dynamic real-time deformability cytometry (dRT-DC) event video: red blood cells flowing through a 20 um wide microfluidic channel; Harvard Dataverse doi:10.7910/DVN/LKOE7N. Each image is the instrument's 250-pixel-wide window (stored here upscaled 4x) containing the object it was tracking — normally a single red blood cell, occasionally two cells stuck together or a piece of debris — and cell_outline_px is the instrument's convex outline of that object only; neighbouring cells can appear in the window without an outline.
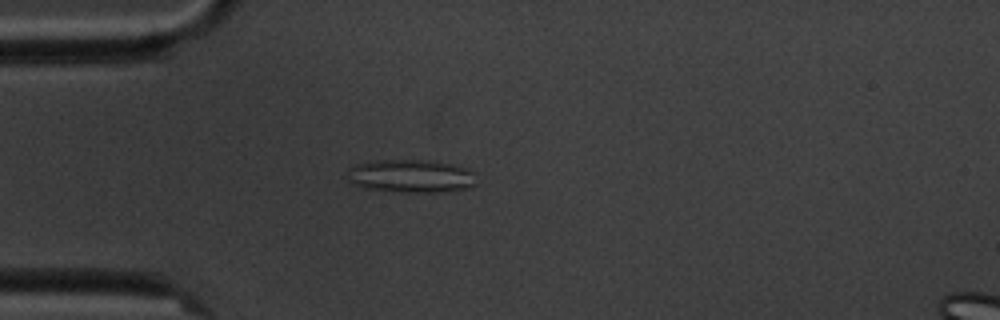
{"species": "common noctule bat (a hibernating species)", "species_latin": "Nyctalus noctula", "temperature_condition": "cold", "stored_images_in_passage": 7, "camera_frame_rate_fps": 3000, "um_per_image_px": 0.085, "animal": {"sex": "male", "body_mass_g": 20.1, "forearm_length_mm": 53.5}, "frame": {"image": 1, "passage_image": 5, "time_ms": 4.667, "image_size_px": [1000, 320], "cell_outline_px": [[476, 184], [468, 188], [444, 192], [400, 192], [364, 188], [352, 184], [348, 180], [348, 168], [356, 164], [380, 160], [432, 160], [452, 164], [476, 172]], "centroid_in_image_um": [34.95, 14.97], "position_along_channel_um": 50.0, "area_um2": 25.2}}
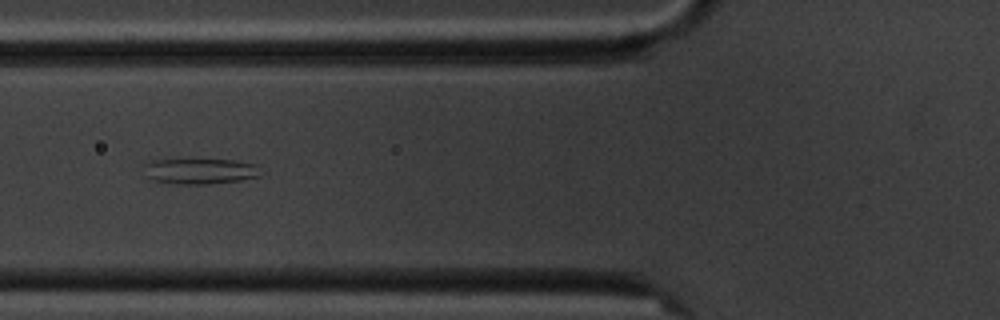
{"frame": {"image": 2, "passage_image": 7, "time_ms": 6.667, "image_size_px": [1000, 320], "cell_outline_px": [[260, 176], [240, 180], [208, 184], [176, 184], [152, 180], [148, 176], [144, 164], [152, 160], [232, 160], [256, 164]], "centroid_in_image_um": [17.0, 14.56], "position_along_channel_um": 108.8, "area_um2": 17.11}}